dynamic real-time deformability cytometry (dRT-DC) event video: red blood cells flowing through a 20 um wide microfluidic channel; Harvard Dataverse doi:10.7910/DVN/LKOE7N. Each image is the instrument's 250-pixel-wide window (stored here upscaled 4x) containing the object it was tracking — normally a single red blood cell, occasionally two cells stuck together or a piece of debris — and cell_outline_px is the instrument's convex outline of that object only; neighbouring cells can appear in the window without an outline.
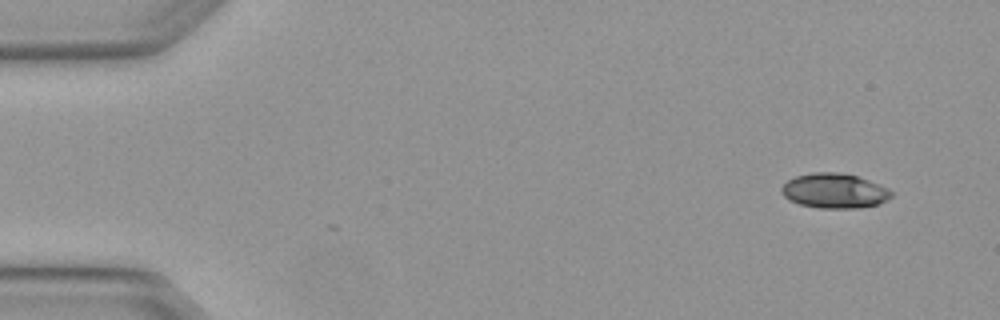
{"species": "Egyptian fruit bat (a non-hibernating species)", "species_latin": "Rousettus aegyptiacus", "temperature_condition": "warm", "stored_images_in_passage": 5, "camera_frame_rate_fps": 3000, "um_per_image_px": 0.085, "animal": {"sex": "female"}, "frame": {"image": 1, "passage_image": 1, "time_ms": 0.0, "image_size_px": [1000, 320], "cell_outline_px": [[892, 196], [888, 200], [880, 204], [856, 208], [820, 208], [800, 204], [788, 200], [780, 192], [780, 188], [788, 180], [796, 176], [812, 172], [840, 172], [856, 176], [880, 184], [888, 188], [892, 192]], "centroid_in_image_um": [70.92, 16.22], "position_along_channel_um": 14.1, "area_um2": 22.43}}
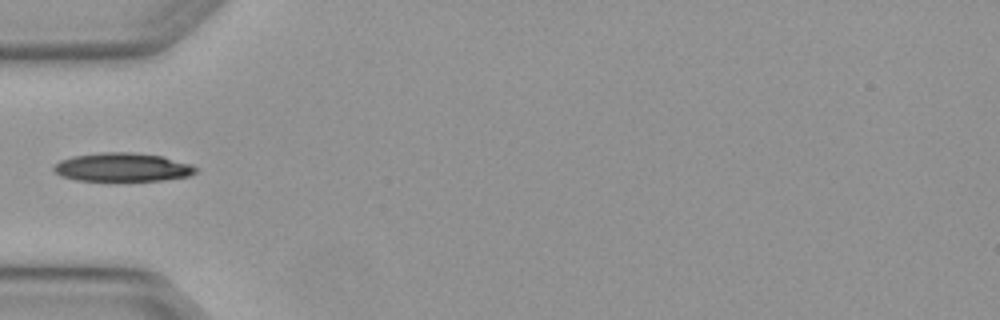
{"frame": {"image": 2, "passage_image": 4, "time_ms": 1.0, "image_size_px": [1000, 320], "cell_outline_px": [[200, 168], [196, 172], [188, 176], [164, 180], [76, 180], [60, 176], [52, 168], [60, 160], [72, 156], [100, 152], [132, 152], [164, 156], [192, 164]], "centroid_in_image_um": [10.44, 14.2], "position_along_channel_um": 74.6, "area_um2": 23.76}}
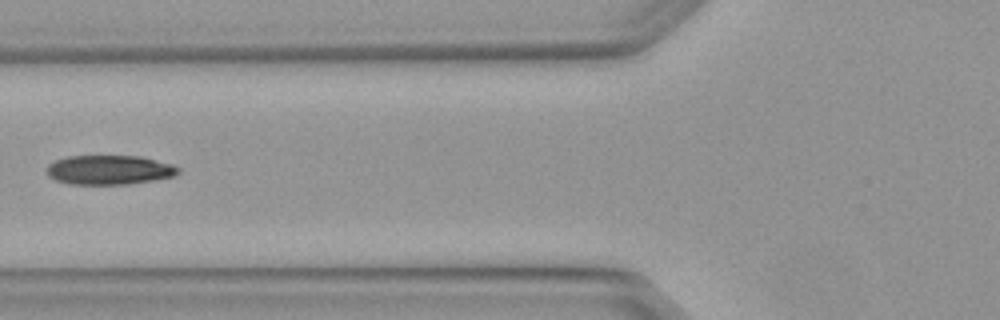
{"frame": {"image": 3, "passage_image": 5, "time_ms": 1.333, "image_size_px": [1000, 320], "cell_outline_px": [[180, 172], [176, 176], [152, 180], [124, 184], [68, 184], [56, 180], [48, 176], [44, 168], [48, 164], [56, 160], [68, 156], [140, 156], [172, 164], [180, 168]], "centroid_in_image_um": [9.27, 14.44], "position_along_channel_um": 116.5, "area_um2": 22.6}}